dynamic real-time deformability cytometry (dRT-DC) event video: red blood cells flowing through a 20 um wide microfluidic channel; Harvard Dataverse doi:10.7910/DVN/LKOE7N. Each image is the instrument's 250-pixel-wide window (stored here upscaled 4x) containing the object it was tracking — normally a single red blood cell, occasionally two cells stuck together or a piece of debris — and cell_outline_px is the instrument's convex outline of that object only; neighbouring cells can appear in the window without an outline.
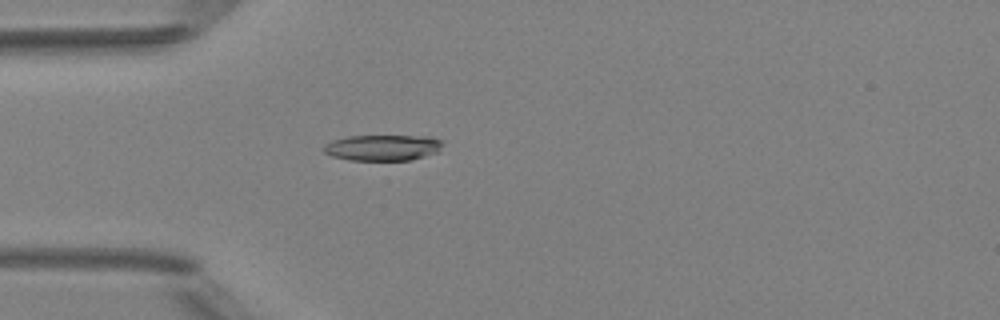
{"species": "Egyptian fruit bat (a non-hibernating species)", "species_latin": "Rousettus aegyptiacus", "temperature_condition": "room temperature", "stored_images_in_passage": 2, "camera_frame_rate_fps": 3000, "um_per_image_px": 0.085, "animal": {"sex": "female"}, "frame": {"image": 1, "passage_image": 2, "time_ms": 1.333, "image_size_px": [1000, 320], "cell_outline_px": [[444, 144], [440, 152], [408, 160], [348, 160], [332, 156], [324, 152], [324, 144], [332, 140], [348, 136], [428, 136], [444, 140]], "centroid_in_image_um": [32.57, 12.54], "position_along_channel_um": 52.4, "area_um2": 18.15}}